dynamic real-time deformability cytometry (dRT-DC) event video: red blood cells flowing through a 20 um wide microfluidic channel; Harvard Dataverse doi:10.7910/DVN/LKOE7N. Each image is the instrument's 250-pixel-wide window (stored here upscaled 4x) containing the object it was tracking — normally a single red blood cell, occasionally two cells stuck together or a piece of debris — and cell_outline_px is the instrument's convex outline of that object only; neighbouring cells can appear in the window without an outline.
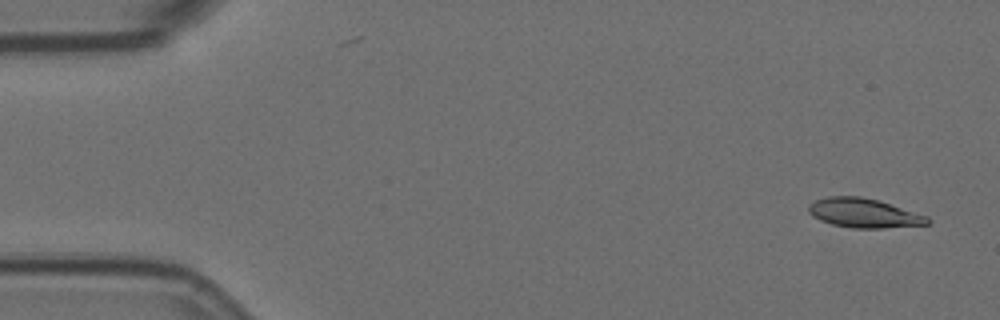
{"species": "Egyptian fruit bat (a non-hibernating species)", "species_latin": "Rousettus aegyptiacus", "temperature_condition": "room temperature", "stored_images_in_passage": 6, "camera_frame_rate_fps": 3000, "um_per_image_px": 0.085, "animal": {"sex": "female"}, "frame": {"image": 1, "passage_image": 1, "time_ms": 0.0, "image_size_px": [1000, 320], "cell_outline_px": [[932, 220], [928, 224], [880, 228], [852, 228], [832, 224], [820, 220], [812, 216], [808, 212], [808, 204], [816, 200], [828, 196], [860, 196], [880, 200], [928, 216]], "centroid_in_image_um": [73.43, 18.1], "position_along_channel_um": 11.6, "area_um2": 20.4}}
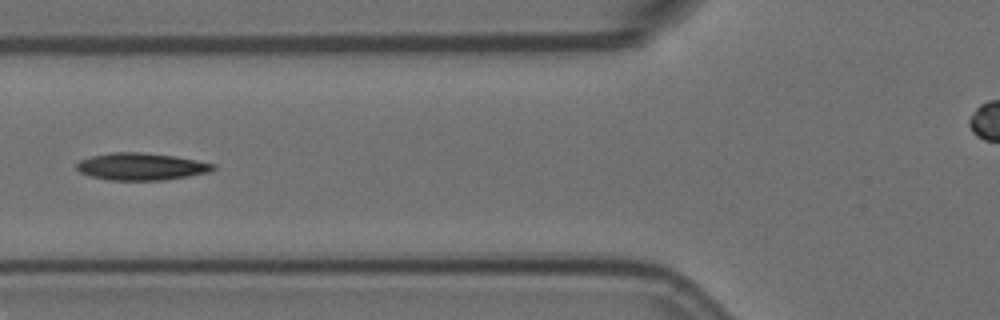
{"frame": {"image": 2, "passage_image": 6, "time_ms": 1.667, "image_size_px": [1000, 320], "cell_outline_px": [[216, 168], [208, 172], [188, 176], [164, 180], [108, 180], [92, 176], [80, 172], [76, 168], [76, 164], [80, 160], [92, 156], [112, 152], [144, 152], [172, 156], [196, 160], [216, 164]], "centroid_in_image_um": [12.0, 14.15], "position_along_channel_um": 113.8, "area_um2": 21.5}}